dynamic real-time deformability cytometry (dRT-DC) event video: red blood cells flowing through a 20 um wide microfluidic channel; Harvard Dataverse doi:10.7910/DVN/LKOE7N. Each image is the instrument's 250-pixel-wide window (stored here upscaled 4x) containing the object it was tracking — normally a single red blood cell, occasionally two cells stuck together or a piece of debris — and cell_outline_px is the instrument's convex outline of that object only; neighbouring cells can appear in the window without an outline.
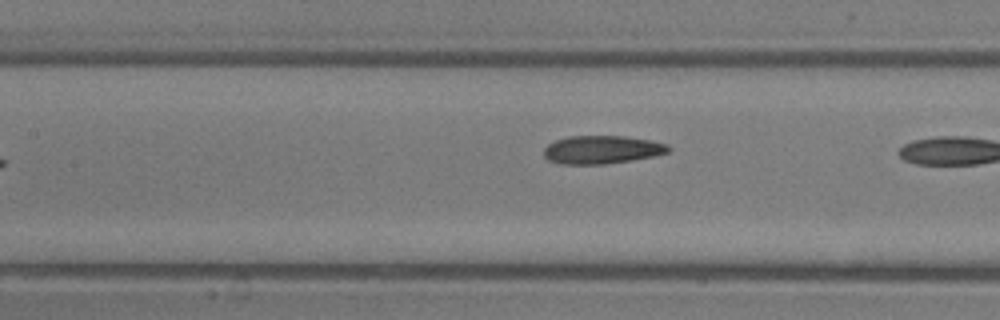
{"species": "common noctule bat (a hibernating species)", "species_latin": "Nyctalus noctula", "temperature_condition": "room temperature", "stored_images_in_passage": 8, "camera_frame_rate_fps": 3000, "um_per_image_px": 0.085, "animal": {"sex": "male", "body_mass_g": 13.3}, "frame": {"image": 1, "passage_image": 7, "time_ms": 7.0, "image_size_px": [1000, 320], "cell_outline_px": [[672, 148], [668, 152], [652, 156], [632, 160], [604, 164], [560, 164], [548, 160], [544, 156], [544, 148], [548, 144], [556, 140], [568, 136], [624, 136], [648, 140], [668, 144]], "centroid_in_image_um": [51.14, 12.72], "position_along_channel_um": 156.3, "area_um2": 20.4}}